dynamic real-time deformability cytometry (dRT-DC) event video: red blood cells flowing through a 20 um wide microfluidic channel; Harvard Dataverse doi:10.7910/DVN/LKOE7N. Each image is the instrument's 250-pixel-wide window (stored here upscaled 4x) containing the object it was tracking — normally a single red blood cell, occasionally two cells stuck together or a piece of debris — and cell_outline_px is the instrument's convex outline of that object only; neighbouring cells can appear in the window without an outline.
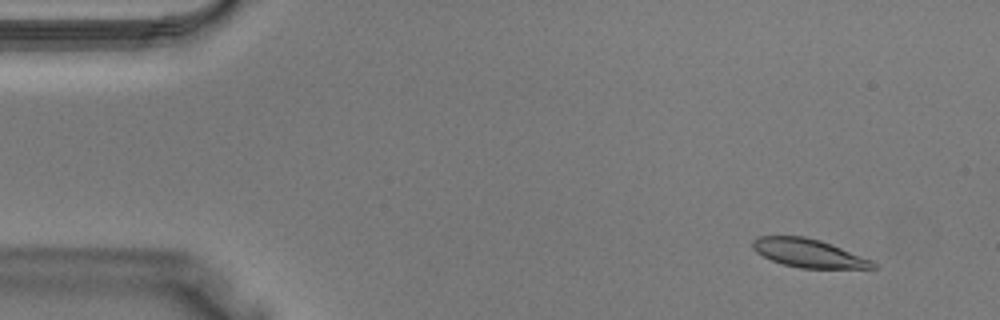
{"species": "Egyptian fruit bat (a non-hibernating species)", "species_latin": "Rousettus aegyptiacus", "temperature_condition": "warm", "stored_images_in_passage": 40, "camera_frame_rate_fps": 3000, "um_per_image_px": 0.085, "animal": {"sex": "male"}, "frame": {"image": 1, "passage_image": 4, "time_ms": 1.0, "image_size_px": [1000, 320], "cell_outline_px": [[876, 268], [800, 268], [784, 264], [772, 260], [756, 252], [752, 248], [752, 240], [756, 236], [804, 236], [820, 240], [832, 244], [872, 260], [876, 264]], "centroid_in_image_um": [68.71, 21.5], "position_along_channel_um": 16.3, "area_um2": 19.83}}
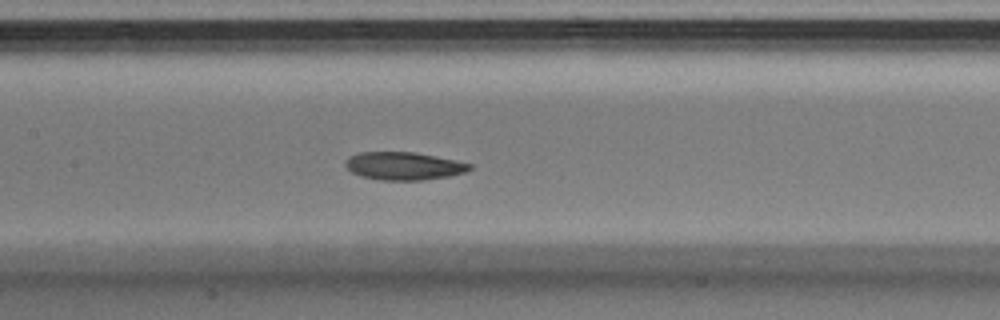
{"frame": {"image": 2, "passage_image": 19, "time_ms": 6.0, "image_size_px": [1000, 320], "cell_outline_px": [[472, 168], [464, 172], [448, 176], [424, 180], [380, 180], [360, 176], [352, 172], [344, 164], [348, 156], [360, 152], [416, 152], [456, 160], [472, 164]], "centroid_in_image_um": [34.31, 14.1], "position_along_channel_um": 173.1, "area_um2": 20.23}}
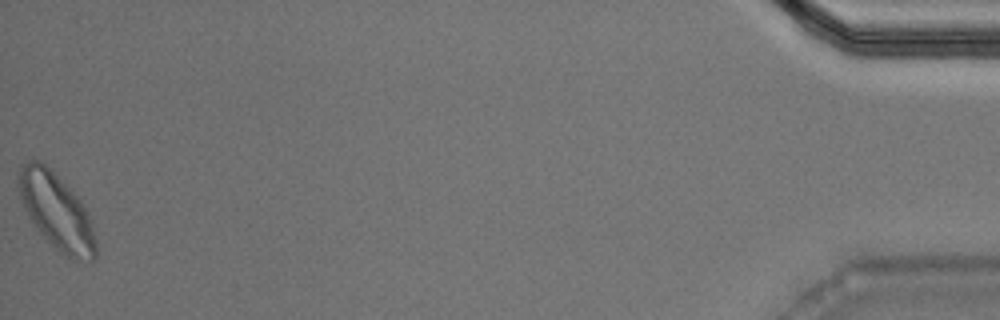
{"frame": {"image": 3, "passage_image": 40, "time_ms": 13.0, "image_size_px": [1000, 320], "cell_outline_px": [[96, 256], [92, 264], [68, 260], [40, 232], [24, 208], [16, 188], [16, 172], [20, 164], [28, 160], [40, 160], [80, 200], [84, 208], [92, 228], [96, 240]], "centroid_in_image_um": [4.76, 18.0], "position_along_channel_um": 430.4, "area_um2": 34.22}}